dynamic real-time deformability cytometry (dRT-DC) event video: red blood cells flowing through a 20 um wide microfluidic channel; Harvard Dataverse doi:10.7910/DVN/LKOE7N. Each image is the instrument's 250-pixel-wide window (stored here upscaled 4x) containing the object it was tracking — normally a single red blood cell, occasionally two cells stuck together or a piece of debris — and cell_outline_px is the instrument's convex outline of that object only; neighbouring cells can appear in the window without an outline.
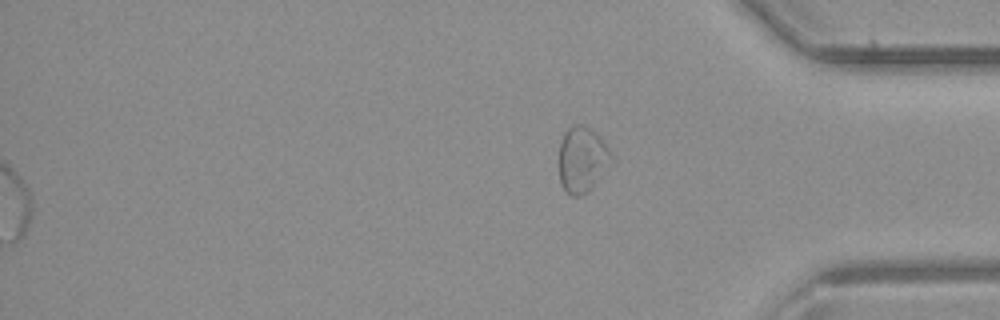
{"species": "common noctule bat (a hibernating species)", "species_latin": "Nyctalus noctula", "temperature_condition": "room temperature", "stored_images_in_passage": 30, "segment_of_instrument_passage": [2, 2], "camera_frame_rate_fps": 3000, "um_per_image_px": 0.085, "animal": {"sex": "male", "body_mass_g": 23.1, "forearm_length_mm": 52.7}, "frame": {"image": 1, "passage_image": 30, "time_ms": 9.667, "image_size_px": [1000, 320], "cell_outline_px": [[616, 160], [580, 196], [572, 196], [560, 184], [560, 140], [564, 132], [568, 128], [576, 124], [588, 128], [596, 132], [600, 136]], "centroid_in_image_um": [49.5, 13.52], "position_along_channel_um": 385.7, "area_um2": 19.71}}